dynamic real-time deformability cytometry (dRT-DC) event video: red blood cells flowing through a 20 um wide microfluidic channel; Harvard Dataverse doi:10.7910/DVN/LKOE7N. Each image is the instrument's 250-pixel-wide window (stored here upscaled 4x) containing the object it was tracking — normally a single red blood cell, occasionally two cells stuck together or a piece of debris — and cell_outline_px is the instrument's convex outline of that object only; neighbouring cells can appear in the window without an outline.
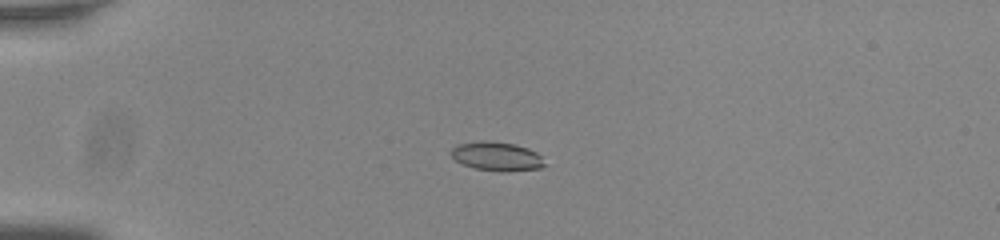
{"species": "common noctule bat (a hibernating species)", "species_latin": "Nyctalus noctula", "temperature_condition": "room temperature", "stored_images_in_passage": 41, "camera_frame_rate_fps": 3000, "um_per_image_px": 0.085, "animal": {"sex": "male", "body_mass_g": 20.0, "forearm_length_mm": 53.3}, "frame": {"image": 1, "passage_image": 1, "time_ms": 0.0, "image_size_px": [1000, 240], "cell_outline_px": [[544, 168], [504, 172], [500, 172], [476, 168], [464, 164], [456, 160], [448, 152], [456, 144], [480, 140], [488, 140], [516, 144], [528, 148], [536, 152], [540, 156], [544, 164]], "centroid_in_image_um": [42.21, 13.27], "position_along_channel_um": 42.8, "area_um2": 15.95}}
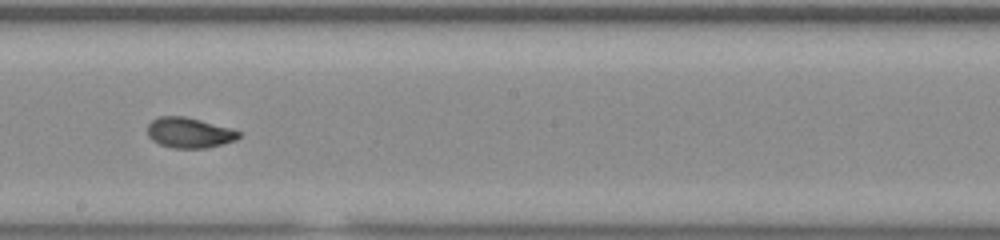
{"frame": {"image": 2, "passage_image": 19, "time_ms": 6.0, "image_size_px": [1000, 240], "cell_outline_px": [[240, 136], [236, 140], [224, 144], [208, 148], [172, 148], [160, 144], [152, 140], [148, 136], [148, 124], [152, 120], [160, 116], [184, 116], [200, 120], [228, 128], [240, 132]], "centroid_in_image_um": [16.07, 11.29], "position_along_channel_um": 232.1, "area_um2": 16.07}}
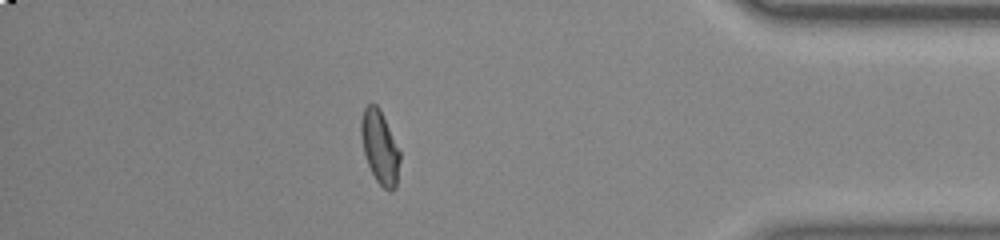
{"frame": {"image": 3, "passage_image": 35, "time_ms": 11.333, "image_size_px": [1000, 240], "cell_outline_px": [[400, 160], [396, 188], [392, 192], [388, 192], [376, 180], [368, 164], [364, 152], [360, 136], [360, 120], [364, 108], [368, 104], [376, 104], [380, 108], [400, 148]], "centroid_in_image_um": [32.3, 12.5], "position_along_channel_um": 402.9, "area_um2": 16.94}, "authors_computed_cell_mechanics": {"area_um2": 16.4152, "velocity_mm_per_s": 3.8092, "shape_relaxation_time_tau1_ms": 5.7561, "shape_relaxation_time_tau2_ms": 1.4368, "deformation_change_tau1": 0.1876, "deformation_change_tau2": 0.0591}}